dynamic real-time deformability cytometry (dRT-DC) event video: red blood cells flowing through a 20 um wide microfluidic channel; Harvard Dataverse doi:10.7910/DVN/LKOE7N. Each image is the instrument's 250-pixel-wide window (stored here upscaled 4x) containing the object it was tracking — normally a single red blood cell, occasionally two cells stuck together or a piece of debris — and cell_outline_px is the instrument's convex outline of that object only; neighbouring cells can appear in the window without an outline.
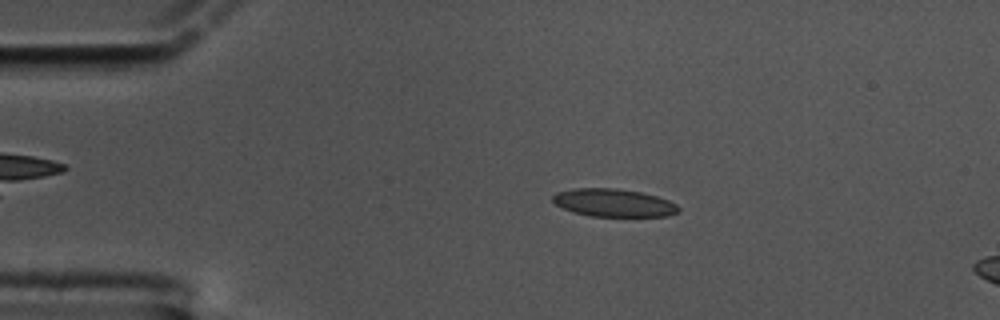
{"species": "common noctule bat (a hibernating species)", "species_latin": "Nyctalus noctula", "temperature_condition": "cold", "stored_images_in_passage": 53, "camera_frame_rate_fps": 3000, "um_per_image_px": 0.085, "animal": {"sex": "male", "body_mass_g": 17.5, "forearm_length_mm": 52.3}, "frame": {"image": 1, "passage_image": 5, "time_ms": 1.333, "image_size_px": [1000, 320], "cell_outline_px": [[680, 208], [676, 212], [668, 216], [592, 216], [572, 212], [556, 204], [552, 200], [552, 196], [556, 192], [572, 188], [616, 188], [640, 192], [656, 196], [668, 200], [676, 204]], "centroid_in_image_um": [52.13, 17.23], "position_along_channel_um": 32.9, "area_um2": 20.35}}
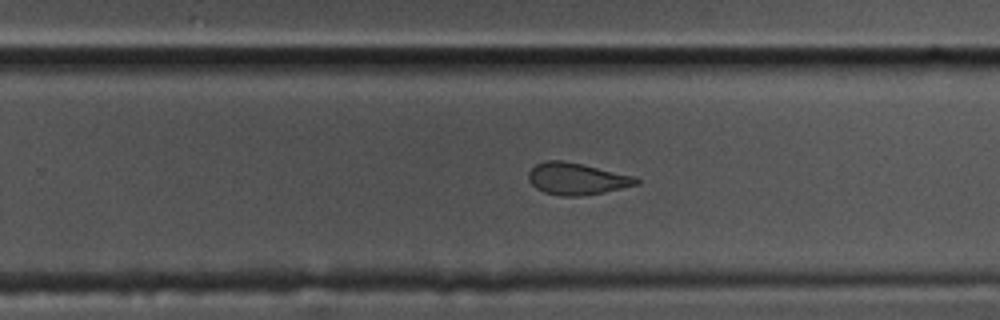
{"frame": {"image": 2, "passage_image": 31, "time_ms": 10.0, "image_size_px": [1000, 320], "cell_outline_px": [[640, 184], [604, 192], [580, 196], [560, 196], [544, 192], [536, 188], [528, 180], [528, 172], [536, 164], [544, 160], [564, 160], [636, 176], [640, 180]], "centroid_in_image_um": [49.03, 15.19], "position_along_channel_um": 280.8, "area_um2": 20.17}}
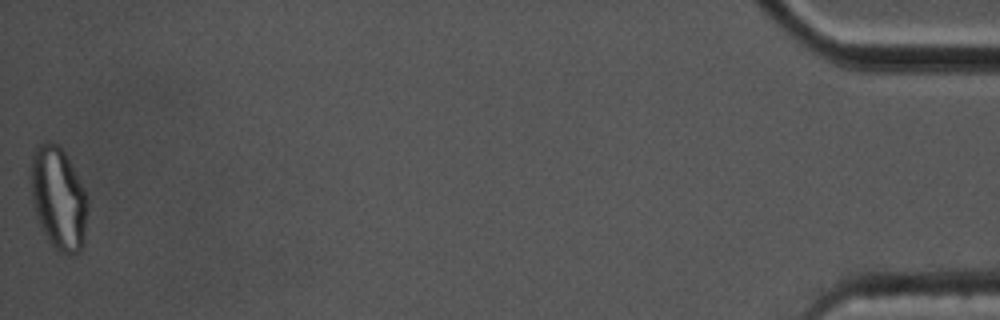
{"frame": {"image": 3, "passage_image": 53, "time_ms": 17.333, "image_size_px": [1000, 320], "cell_outline_px": [[88, 204], [84, 244], [80, 252], [60, 252], [52, 244], [40, 228], [32, 204], [32, 156], [36, 148], [40, 144], [48, 140], [60, 144], [88, 196]], "centroid_in_image_um": [4.99, 16.85], "position_along_channel_um": 430.2, "area_um2": 33.81}, "authors_computed_cell_mechanics": {"area_um2": 20.8658, "velocity_mm_per_s": 3.3532, "shape_relaxation_time_tau1_ms": 9.0481, "shape_relaxation_time_tau2_ms": 2.8486, "deformation_change_tau1": 0.1682, "deformation_change_tau2": 0.0912}}